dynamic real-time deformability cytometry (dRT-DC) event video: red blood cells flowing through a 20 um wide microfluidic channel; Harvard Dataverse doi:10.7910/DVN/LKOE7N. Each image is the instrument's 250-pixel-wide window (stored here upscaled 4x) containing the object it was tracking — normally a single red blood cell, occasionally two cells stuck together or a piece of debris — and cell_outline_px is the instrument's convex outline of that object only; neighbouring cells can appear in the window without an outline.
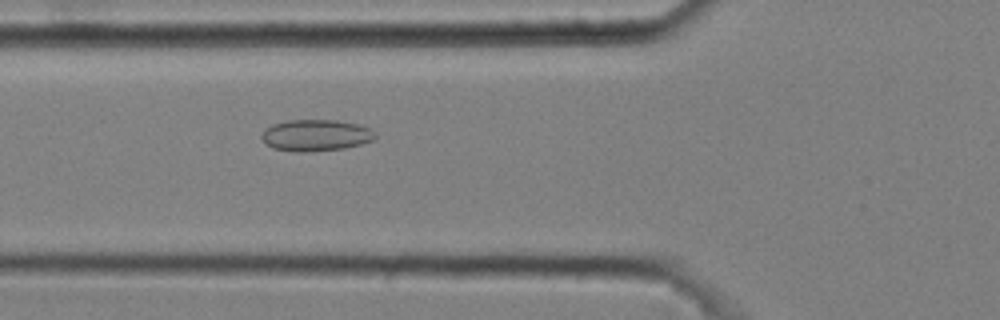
{"species": "common noctule bat (a hibernating species)", "species_latin": "Nyctalus noctula", "temperature_condition": "cold", "stored_images_in_passage": 4, "camera_frame_rate_fps": 3000, "um_per_image_px": 0.085, "animal": {"sex": "male", "body_mass_g": 20.4}, "frame": {"image": 1, "passage_image": 4, "time_ms": 1.0, "image_size_px": [1000, 320], "cell_outline_px": [[376, 136], [372, 140], [360, 144], [344, 148], [304, 152], [296, 152], [272, 148], [264, 144], [260, 136], [264, 128], [272, 124], [288, 120], [336, 120], [360, 124], [372, 128], [376, 132]], "centroid_in_image_um": [26.82, 11.49], "position_along_channel_um": 99.0, "area_um2": 21.15}}